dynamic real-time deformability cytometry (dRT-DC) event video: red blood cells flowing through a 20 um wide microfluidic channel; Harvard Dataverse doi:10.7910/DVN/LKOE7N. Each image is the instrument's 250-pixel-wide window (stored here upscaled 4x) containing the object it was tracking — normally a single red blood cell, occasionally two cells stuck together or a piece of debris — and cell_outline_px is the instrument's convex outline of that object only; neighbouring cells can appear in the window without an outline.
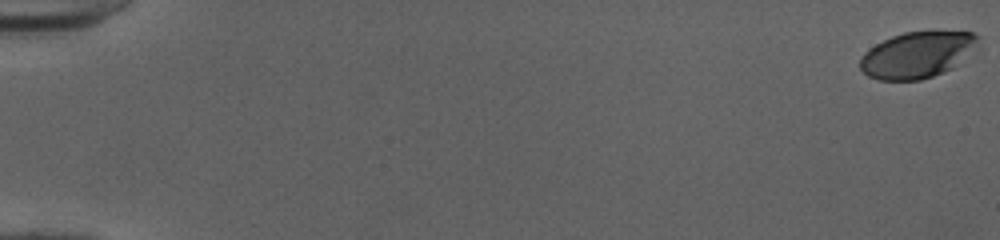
{"species": "human", "species_latin": "Homo sapiens", "temperature_condition": "cold", "stored_images_in_passage": 53, "camera_frame_rate_fps": 3000, "um_per_image_px": 0.085, "donor": {"sex": "female"}, "frame": {"image": 1, "passage_image": 1, "time_ms": 0.0, "image_size_px": [1000, 240], "cell_outline_px": [[980, 48], [952, 68], [944, 72], [920, 80], [880, 80], [868, 76], [860, 68], [860, 56], [864, 52], [876, 44], [892, 36], [904, 32], [972, 32], [980, 36]], "centroid_in_image_um": [78.02, 4.66], "position_along_channel_um": 7.0, "area_um2": 32.02}}
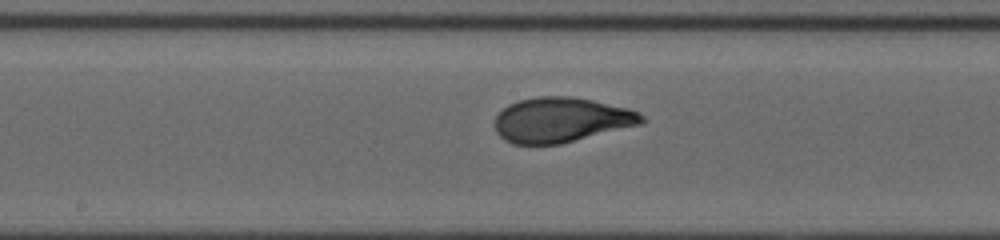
{"frame": {"image": 2, "passage_image": 30, "time_ms": 9.667, "image_size_px": [1000, 240], "cell_outline_px": [[648, 120], [644, 124], [560, 144], [512, 144], [504, 140], [496, 132], [492, 124], [496, 116], [508, 104], [520, 100], [540, 96], [568, 96], [592, 100], [628, 108], [640, 112]], "centroid_in_image_um": [47.72, 10.2], "position_along_channel_um": 200.5, "area_um2": 38.84}}
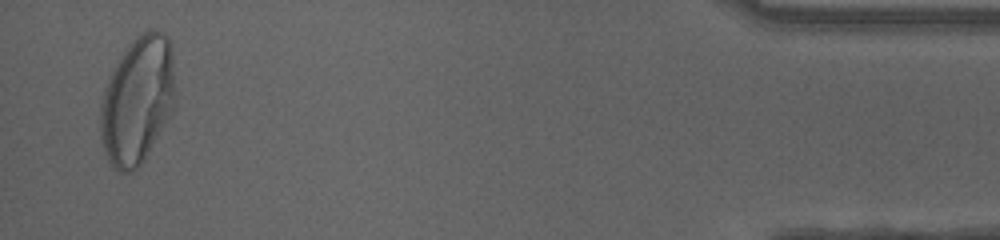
{"frame": {"image": 3, "passage_image": 52, "time_ms": 17.0, "image_size_px": [1000, 240], "cell_outline_px": [[172, 112], [144, 160], [132, 172], [120, 172], [112, 168], [104, 152], [100, 136], [100, 104], [108, 80], [116, 60], [148, 28], [156, 28], [168, 36], [172, 44]], "centroid_in_image_um": [11.65, 8.55], "position_along_channel_um": 423.6, "area_um2": 54.97}, "authors_computed_cell_mechanics": {"area_um2": 38.0324, "velocity_mm_per_s": 4.0112, "shape_relaxation_time_tau1_ms": 4.3319, "shape_relaxation_time_tau2_ms": null, "deformation_change_tau1": 0.2232, "deformation_change_tau2": null}}